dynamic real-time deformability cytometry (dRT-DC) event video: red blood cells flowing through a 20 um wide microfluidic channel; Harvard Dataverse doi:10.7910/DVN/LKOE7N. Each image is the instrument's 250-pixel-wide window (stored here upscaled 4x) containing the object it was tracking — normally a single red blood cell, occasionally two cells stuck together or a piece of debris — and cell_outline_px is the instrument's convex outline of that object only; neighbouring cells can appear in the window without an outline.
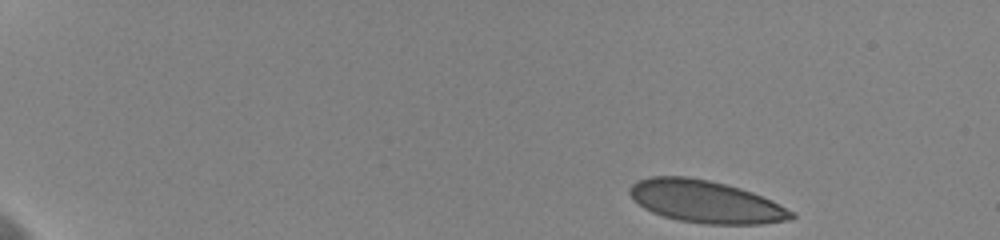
{"species": "human", "species_latin": "Homo sapiens", "temperature_condition": "cold", "stored_images_in_passage": 51, "camera_frame_rate_fps": 3000, "um_per_image_px": 0.085, "donor": {"sex": "female"}, "frame": {"image": 1, "passage_image": 1, "time_ms": 0.0, "image_size_px": [1000, 240], "cell_outline_px": [[796, 216], [792, 220], [760, 224], [704, 224], [676, 220], [652, 212], [644, 208], [632, 200], [628, 192], [628, 188], [632, 184], [640, 180], [652, 176], [688, 176], [708, 180], [740, 188], [752, 192], [772, 200], [792, 212]], "centroid_in_image_um": [59.96, 17.14], "position_along_channel_um": 25.0, "area_um2": 40.0}}
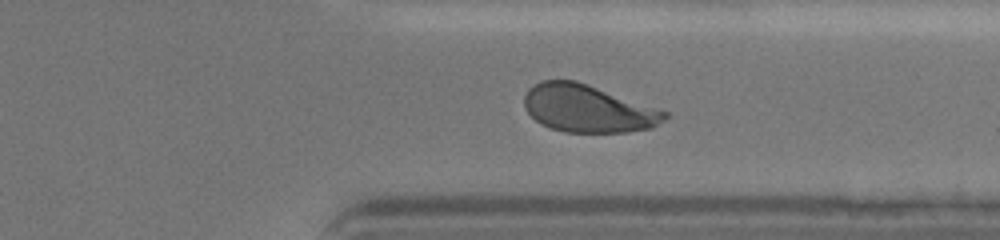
{"frame": {"image": 2, "passage_image": 40, "time_ms": 13.0, "image_size_px": [1000, 240], "cell_outline_px": [[668, 116], [664, 120], [652, 128], [628, 132], [564, 132], [540, 124], [524, 108], [524, 96], [528, 88], [532, 84], [540, 80], [576, 80], [588, 84], [668, 112]], "centroid_in_image_um": [49.94, 9.22], "position_along_channel_um": 361.5, "area_um2": 38.9}}
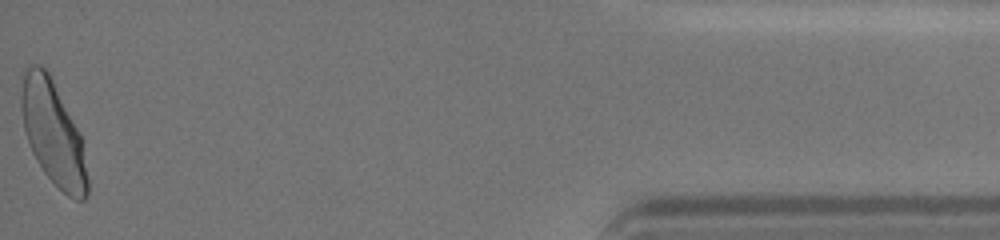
{"frame": {"image": 3, "passage_image": 51, "time_ms": 16.667, "image_size_px": [1000, 240], "cell_outline_px": [[88, 196], [84, 200], [76, 200], [68, 196], [44, 172], [36, 160], [32, 152], [24, 128], [20, 108], [20, 96], [24, 68], [32, 64], [40, 64], [48, 72], [80, 136], [88, 180]], "centroid_in_image_um": [4.47, 11.31], "position_along_channel_um": 430.7, "area_um2": 39.25}, "authors_computed_cell_mechanics": {"area_um2": 40.6334, "velocity_mm_per_s": 3.602, "shape_relaxation_time_tau1_ms": 3.9674, "shape_relaxation_time_tau2_ms": null, "deformation_change_tau1": 0.1363, "deformation_change_tau2": null}}